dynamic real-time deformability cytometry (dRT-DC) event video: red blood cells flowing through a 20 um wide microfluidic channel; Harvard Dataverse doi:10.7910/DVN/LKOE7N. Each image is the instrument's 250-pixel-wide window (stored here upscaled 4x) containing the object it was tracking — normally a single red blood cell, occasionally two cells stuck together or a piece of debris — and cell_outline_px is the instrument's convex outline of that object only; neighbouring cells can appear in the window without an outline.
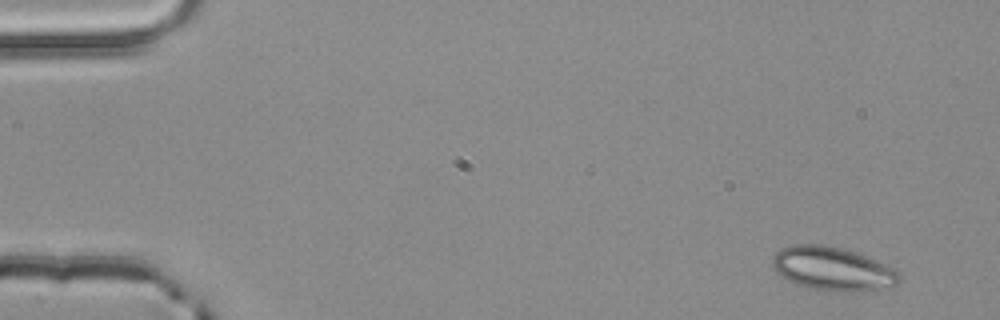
{"species": "common noctule bat (a hibernating species)", "species_latin": "Nyctalus noctula", "temperature_condition": "room temperature", "stored_images_in_passage": 3, "camera_frame_rate_fps": 3000, "um_per_image_px": 0.085, "animal": {"sex": "male", "body_mass_g": 20.4}, "frame": {"image": 1, "passage_image": 1, "time_ms": 0.0, "image_size_px": [1000, 320], "cell_outline_px": [[900, 280], [896, 284], [876, 288], [852, 292], [824, 292], [796, 284], [788, 280], [776, 272], [772, 264], [772, 256], [776, 252], [792, 244], [824, 244], [856, 252], [892, 268], [900, 272]], "centroid_in_image_um": [70.71, 22.85], "position_along_channel_um": 14.3, "area_um2": 32.08}}